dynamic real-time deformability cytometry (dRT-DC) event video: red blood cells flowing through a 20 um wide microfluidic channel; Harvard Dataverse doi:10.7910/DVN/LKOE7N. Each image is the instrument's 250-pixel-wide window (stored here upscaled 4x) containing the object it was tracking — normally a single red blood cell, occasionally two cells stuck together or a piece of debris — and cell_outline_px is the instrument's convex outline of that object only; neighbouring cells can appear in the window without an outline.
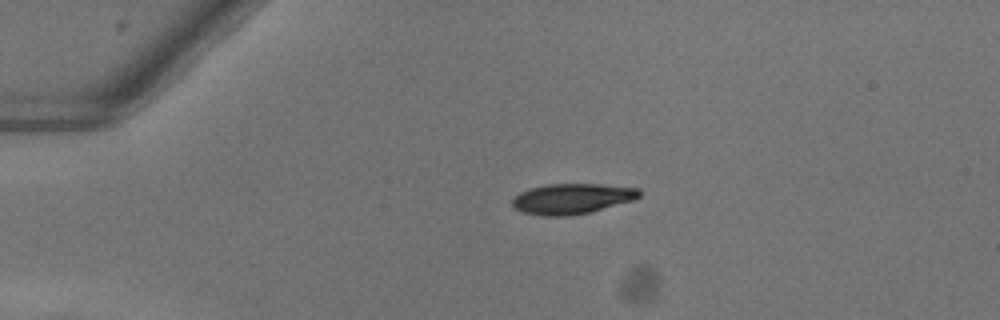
{"species": "common noctule bat (a hibernating species)", "species_latin": "Nyctalus noctula", "temperature_condition": "warm", "stored_images_in_passage": 41, "camera_frame_rate_fps": 3000, "um_per_image_px": 0.085, "animal": {"sex": "female"}, "frame": {"image": 1, "passage_image": 1, "time_ms": 0.0, "image_size_px": [1000, 320], "cell_outline_px": [[640, 196], [632, 200], [588, 212], [568, 216], [544, 216], [524, 212], [516, 208], [512, 204], [512, 200], [520, 192], [532, 188], [548, 184], [600, 184], [640, 188]], "centroid_in_image_um": [48.62, 16.88], "position_along_channel_um": 36.4, "area_um2": 22.14}}
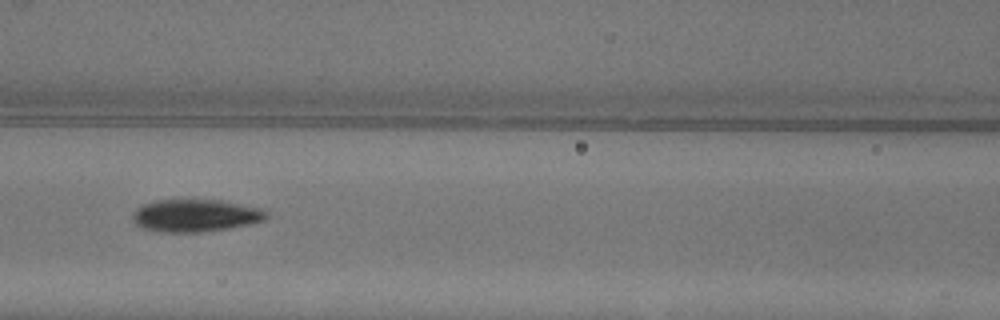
{"frame": {"image": 2, "passage_image": 13, "time_ms": 4.0, "image_size_px": [1000, 320], "cell_outline_px": [[268, 216], [264, 220], [248, 224], [228, 228], [200, 232], [160, 232], [140, 228], [132, 220], [132, 212], [136, 208], [144, 204], [156, 200], [224, 200], [264, 208], [268, 212]], "centroid_in_image_um": [16.61, 18.31], "position_along_channel_um": 150.0, "area_um2": 25.61}}
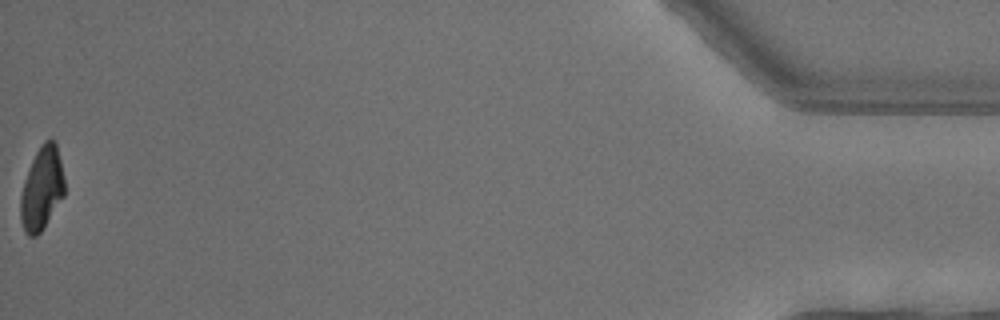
{"frame": {"image": 3, "passage_image": 41, "time_ms": 13.333, "image_size_px": [1000, 320], "cell_outline_px": [[64, 196], [40, 232], [36, 236], [28, 236], [24, 232], [20, 220], [20, 196], [24, 180], [32, 160], [36, 152], [44, 140], [56, 140], [64, 180]], "centroid_in_image_um": [3.54, 16.03], "position_along_channel_um": 431.7, "area_um2": 21.21}, "authors_computed_cell_mechanics": {"area_um2": 24.1604, "velocity_mm_per_s": 4.0541, "shape_relaxation_time_tau1_ms": 4.0099, "shape_relaxation_time_tau2_ms": 5.9435, "deformation_change_tau1": 0.1749, "deformation_change_tau2": 0.0851}}